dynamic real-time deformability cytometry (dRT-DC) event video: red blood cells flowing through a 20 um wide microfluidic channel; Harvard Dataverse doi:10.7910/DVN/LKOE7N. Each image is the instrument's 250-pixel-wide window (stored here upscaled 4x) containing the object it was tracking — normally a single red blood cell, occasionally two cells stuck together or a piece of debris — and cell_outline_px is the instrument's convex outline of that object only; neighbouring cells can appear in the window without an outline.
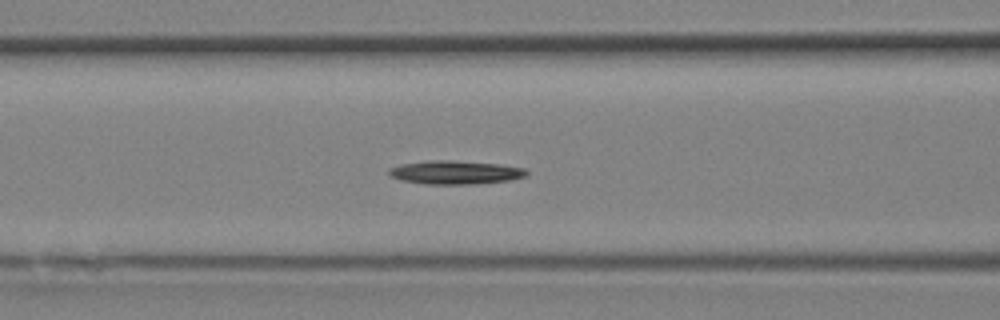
{"species": "Egyptian fruit bat (a non-hibernating species)", "species_latin": "Rousettus aegyptiacus", "temperature_condition": "room temperature", "stored_images_in_passage": 9, "segment_of_instrument_passage": [1, 2], "camera_frame_rate_fps": 3000, "um_per_image_px": 0.085, "animal": {"sex": "female"}, "frame": {"image": 1, "passage_image": 6, "time_ms": 1.667, "image_size_px": [1000, 320], "cell_outline_px": [[528, 176], [512, 180], [476, 184], [424, 184], [400, 180], [388, 176], [388, 168], [400, 164], [432, 160], [452, 160], [500, 164], [524, 168], [528, 172]], "centroid_in_image_um": [38.69, 14.66], "position_along_channel_um": 127.9, "area_um2": 19.19}}
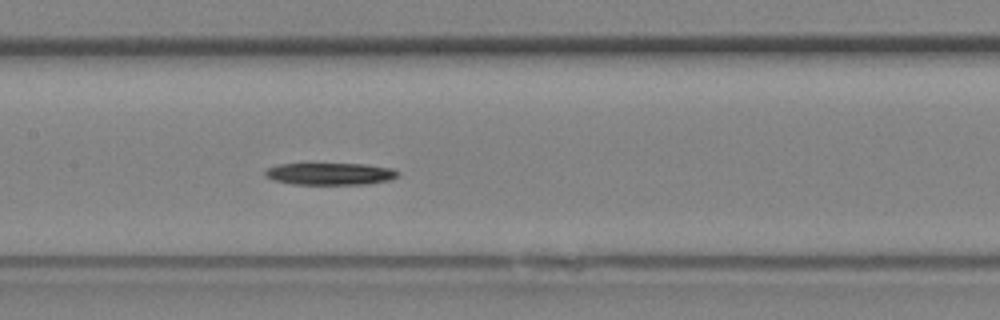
{"frame": {"image": 2, "passage_image": 8, "time_ms": 2.333, "image_size_px": [1000, 320], "cell_outline_px": [[400, 176], [388, 180], [368, 184], [292, 184], [276, 180], [264, 176], [264, 172], [268, 168], [276, 164], [364, 164], [392, 168], [400, 172]], "centroid_in_image_um": [28.09, 14.77], "position_along_channel_um": 179.3, "area_um2": 17.05}}